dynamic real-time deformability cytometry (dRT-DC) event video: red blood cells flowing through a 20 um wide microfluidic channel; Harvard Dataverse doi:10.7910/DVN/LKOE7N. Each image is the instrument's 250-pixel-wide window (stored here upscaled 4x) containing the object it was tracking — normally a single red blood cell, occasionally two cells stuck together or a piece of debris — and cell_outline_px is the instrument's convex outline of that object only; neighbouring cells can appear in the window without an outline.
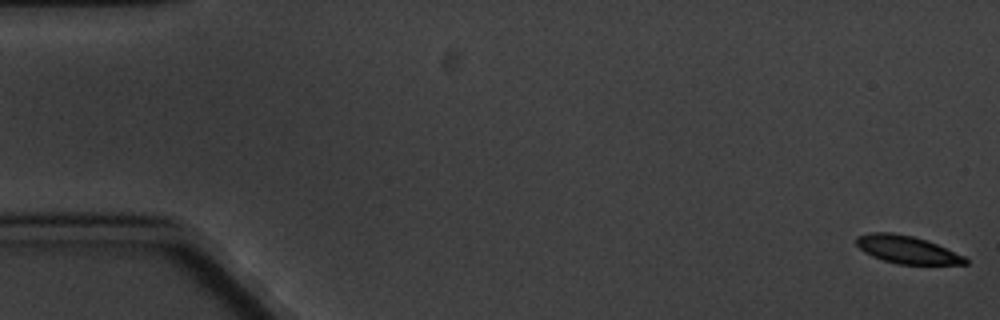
{"species": "common noctule bat (a hibernating species)", "species_latin": "Nyctalus noctula", "temperature_condition": "cold", "stored_images_in_passage": 5, "camera_frame_rate_fps": 3000, "um_per_image_px": 0.085, "animal": {"sex": "male", "body_mass_g": 20.1, "forearm_length_mm": 53.5}, "frame": {"image": 1, "passage_image": 1, "time_ms": 0.0, "image_size_px": [1000, 320], "cell_outline_px": [[968, 264], [896, 264], [872, 256], [864, 252], [856, 244], [856, 236], [868, 232], [892, 232], [912, 236], [936, 244], [964, 256], [968, 260]], "centroid_in_image_um": [77.05, 21.21], "position_along_channel_um": 8.0, "area_um2": 17.46}}
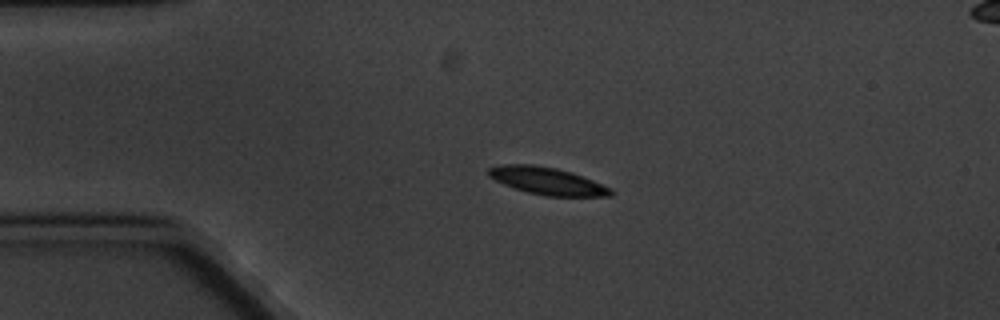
{"frame": {"image": 2, "passage_image": 4, "time_ms": 4.333, "image_size_px": [1000, 320], "cell_outline_px": [[616, 192], [612, 196], [544, 196], [528, 192], [504, 184], [488, 176], [488, 168], [500, 164], [532, 164], [556, 168], [572, 172], [612, 188]], "centroid_in_image_um": [46.55, 15.38], "position_along_channel_um": 38.5, "area_um2": 19.48}}